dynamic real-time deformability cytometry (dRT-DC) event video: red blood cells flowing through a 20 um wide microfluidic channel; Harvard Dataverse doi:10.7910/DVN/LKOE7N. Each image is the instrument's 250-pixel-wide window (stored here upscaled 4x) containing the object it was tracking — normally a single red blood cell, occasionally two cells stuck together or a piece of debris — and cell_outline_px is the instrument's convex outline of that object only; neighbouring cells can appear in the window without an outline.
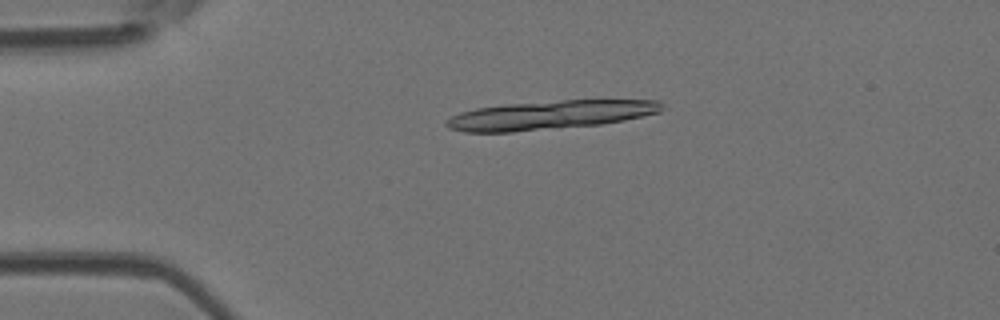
{"species": "Egyptian fruit bat (a non-hibernating species)", "species_latin": "Rousettus aegyptiacus", "temperature_condition": "room temperature", "stored_images_in_passage": 13, "camera_frame_rate_fps": 3000, "um_per_image_px": 0.085, "animal": {"sex": "female"}, "frame": {"image": 1, "passage_image": 6, "time_ms": 1.667, "image_size_px": [1000, 320], "cell_outline_px": [[664, 108], [660, 112], [624, 120], [600, 124], [512, 132], [464, 132], [448, 128], [444, 124], [452, 116], [460, 112], [476, 108], [504, 104], [560, 100], [660, 100]], "centroid_in_image_um": [46.74, 9.77], "position_along_channel_um": 38.3, "area_um2": 36.13}}